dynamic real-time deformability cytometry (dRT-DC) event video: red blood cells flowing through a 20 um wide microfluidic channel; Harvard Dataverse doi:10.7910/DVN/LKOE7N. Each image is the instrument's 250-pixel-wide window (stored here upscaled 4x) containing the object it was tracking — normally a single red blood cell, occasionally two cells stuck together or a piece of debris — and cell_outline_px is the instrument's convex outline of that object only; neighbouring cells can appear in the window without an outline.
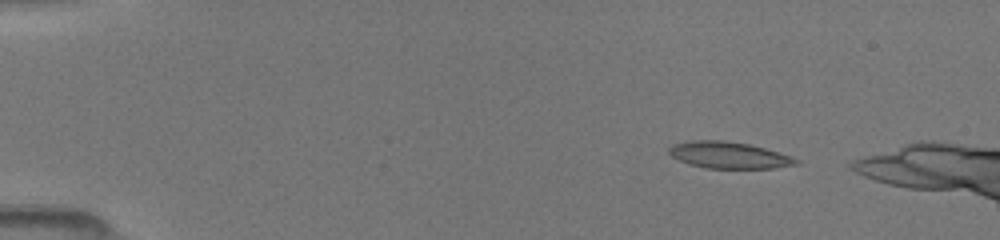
{"species": "common noctule bat (a hibernating species)", "species_latin": "Nyctalus noctula", "temperature_condition": "room temperature", "stored_images_in_passage": 8, "camera_frame_rate_fps": 3000, "um_per_image_px": 0.085, "animal": {"sex": "female", "body_mass_g": 19.5, "forearm_length_mm": 54.1}, "frame": {"image": 1, "passage_image": 4, "time_ms": 2.0, "image_size_px": [1000, 240], "cell_outline_px": [[800, 160], [796, 164], [772, 168], [708, 168], [692, 164], [680, 160], [672, 156], [668, 152], [668, 148], [676, 144], [692, 140], [720, 140], [748, 144], [764, 148]], "centroid_in_image_um": [61.93, 13.18], "position_along_channel_um": 23.1, "area_um2": 19.13}}